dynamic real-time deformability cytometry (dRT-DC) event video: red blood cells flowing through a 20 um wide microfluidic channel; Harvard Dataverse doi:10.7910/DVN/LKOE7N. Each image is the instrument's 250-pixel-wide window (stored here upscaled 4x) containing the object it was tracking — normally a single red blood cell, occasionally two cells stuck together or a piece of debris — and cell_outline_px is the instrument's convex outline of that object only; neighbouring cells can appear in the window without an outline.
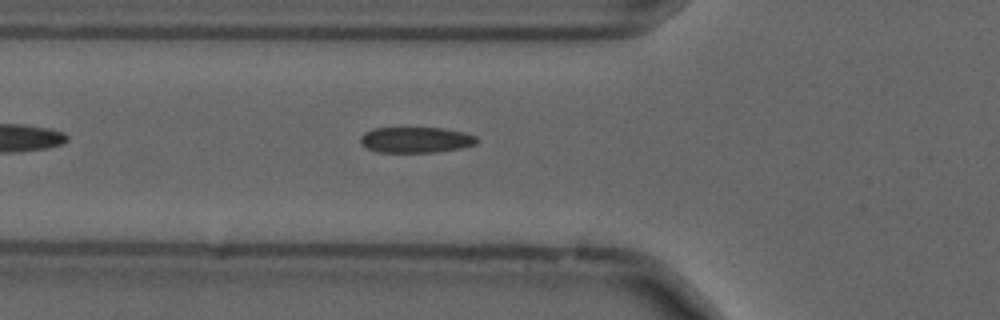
{"species": "common noctule bat (a hibernating species)", "species_latin": "Nyctalus noctula", "temperature_condition": "cold", "stored_images_in_passage": 10, "camera_frame_rate_fps": 3000, "um_per_image_px": 0.085, "animal": {"sex": "male", "forearm_length_mm": 52.5}, "frame": {"image": 1, "passage_image": 2, "time_ms": 0.333, "image_size_px": [1000, 320], "cell_outline_px": [[480, 140], [476, 144], [460, 148], [432, 152], [380, 152], [368, 148], [360, 144], [360, 136], [364, 132], [372, 128], [444, 128], [464, 132], [476, 136]], "centroid_in_image_um": [35.35, 11.88], "position_along_channel_um": 90.5, "area_um2": 17.51}}
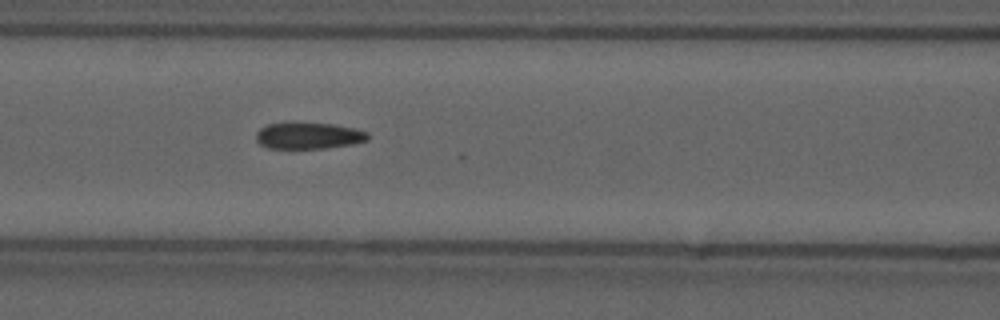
{"frame": {"image": 2, "passage_image": 6, "time_ms": 1.667, "image_size_px": [1000, 320], "cell_outline_px": [[368, 140], [352, 144], [324, 148], [268, 148], [260, 144], [256, 140], [256, 132], [260, 128], [268, 124], [332, 124], [352, 128], [368, 132]], "centroid_in_image_um": [26.22, 11.55], "position_along_channel_um": 140.4, "area_um2": 16.76}}